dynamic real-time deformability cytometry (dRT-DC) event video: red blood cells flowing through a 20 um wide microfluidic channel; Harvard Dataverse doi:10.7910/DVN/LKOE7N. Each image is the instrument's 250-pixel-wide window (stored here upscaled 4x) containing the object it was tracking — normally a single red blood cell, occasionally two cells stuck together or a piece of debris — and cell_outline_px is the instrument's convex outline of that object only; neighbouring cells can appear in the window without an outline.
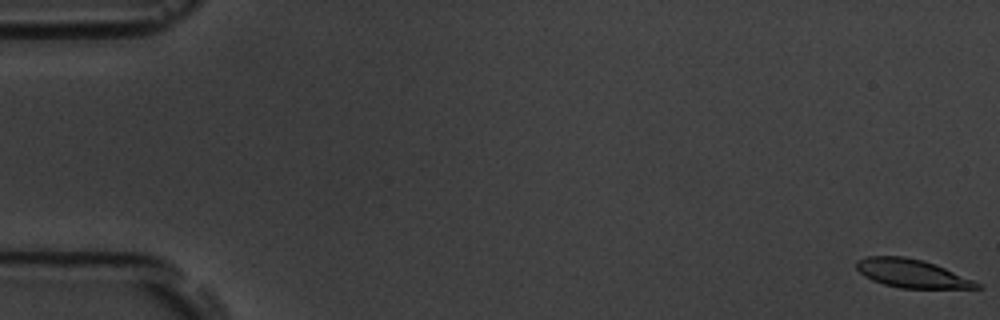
{"species": "common noctule bat (a hibernating species)", "species_latin": "Nyctalus noctula", "temperature_condition": "room temperature", "stored_images_in_passage": 55, "camera_frame_rate_fps": 3000, "um_per_image_px": 0.085, "animal": {"sex": "male", "body_mass_g": 19.5, "forearm_length_mm": 54.6}, "frame": {"image": 1, "passage_image": 1, "time_ms": 0.0, "image_size_px": [1000, 320], "cell_outline_px": [[984, 288], [900, 288], [884, 284], [872, 280], [864, 276], [856, 268], [856, 260], [868, 256], [904, 256], [936, 264], [972, 280], [980, 284]], "centroid_in_image_um": [77.46, 23.24], "position_along_channel_um": 7.5, "area_um2": 19.71}}
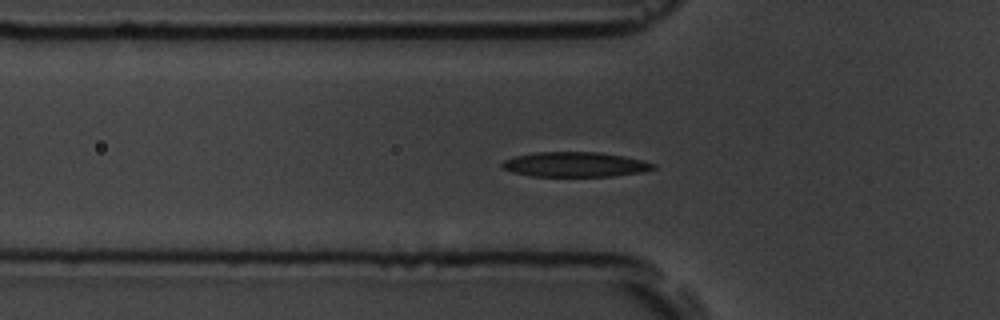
{"frame": {"image": 2, "passage_image": 19, "time_ms": 6.0, "image_size_px": [1000, 320], "cell_outline_px": [[656, 168], [644, 172], [612, 176], [532, 176], [512, 172], [504, 168], [500, 164], [504, 160], [516, 156], [536, 152], [600, 152], [624, 156], [644, 160], [656, 164]], "centroid_in_image_um": [48.93, 13.98], "position_along_channel_um": 76.9, "area_um2": 21.96}}
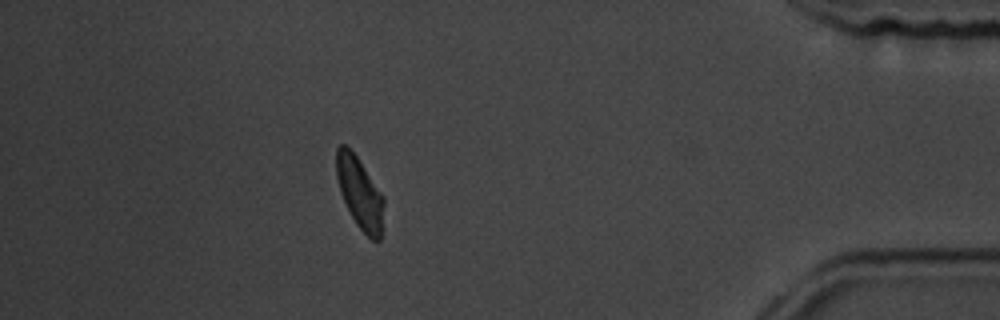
{"frame": {"image": 3, "passage_image": 49, "time_ms": 16.0, "image_size_px": [1000, 320], "cell_outline_px": [[384, 204], [380, 240], [372, 240], [356, 224], [340, 192], [336, 176], [336, 148], [340, 144], [344, 144], [356, 156], [384, 196]], "centroid_in_image_um": [30.57, 16.39], "position_along_channel_um": 404.6, "area_um2": 19.48}, "authors_computed_cell_mechanics": {"area_um2": 21.097, "velocity_mm_per_s": 3.7423, "shape_relaxation_time_tau1_ms": 2.6398, "shape_relaxation_time_tau2_ms": 2.0274, "deformation_change_tau1": 0.1326, "deformation_change_tau2": 0.0892}}